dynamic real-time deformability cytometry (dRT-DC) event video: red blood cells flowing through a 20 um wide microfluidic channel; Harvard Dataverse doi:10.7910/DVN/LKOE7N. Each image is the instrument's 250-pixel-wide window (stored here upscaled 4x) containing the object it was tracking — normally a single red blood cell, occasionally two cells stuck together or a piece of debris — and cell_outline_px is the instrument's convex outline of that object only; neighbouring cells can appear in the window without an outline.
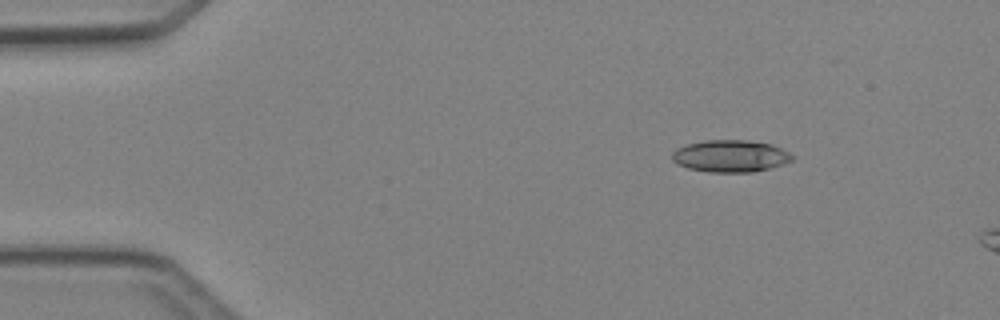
{"species": "Egyptian fruit bat (a non-hibernating species)", "species_latin": "Rousettus aegyptiacus", "temperature_condition": "cold", "stored_images_in_passage": 4, "camera_frame_rate_fps": 3000, "um_per_image_px": 0.085, "animal": {"sex": "female"}, "frame": {"image": 1, "passage_image": 2, "time_ms": 1.333, "image_size_px": [1000, 320], "cell_outline_px": [[796, 156], [792, 160], [784, 164], [772, 168], [752, 172], [708, 172], [688, 168], [676, 164], [672, 160], [672, 152], [676, 148], [688, 144], [704, 140], [748, 140], [772, 144]], "centroid_in_image_um": [62.09, 13.27], "position_along_channel_um": 22.9, "area_um2": 22.66}}